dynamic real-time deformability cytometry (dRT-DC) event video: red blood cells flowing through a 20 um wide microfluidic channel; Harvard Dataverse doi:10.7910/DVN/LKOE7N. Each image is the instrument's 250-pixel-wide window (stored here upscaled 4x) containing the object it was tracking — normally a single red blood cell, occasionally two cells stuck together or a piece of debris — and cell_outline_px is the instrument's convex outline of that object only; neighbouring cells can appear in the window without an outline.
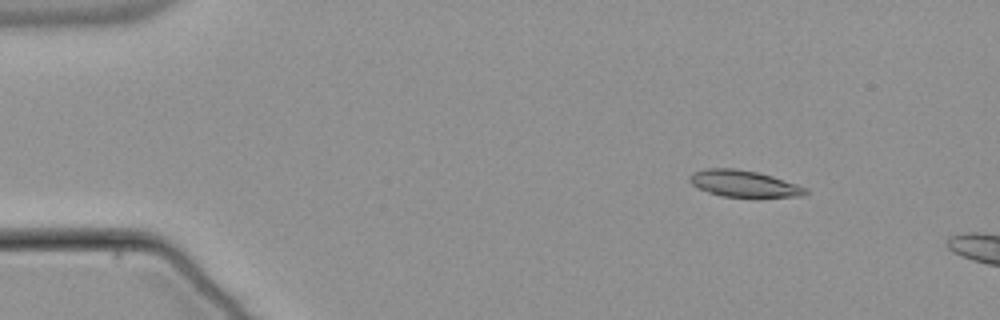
{"species": "common noctule bat (a hibernating species)", "species_latin": "Nyctalus noctula", "temperature_condition": "warm", "stored_images_in_passage": 48, "camera_frame_rate_fps": 3000, "um_per_image_px": 0.085, "animal": {"sex": "male", "body_mass_g": 21.5, "forearm_length_mm": 52.0}, "frame": {"image": 1, "passage_image": 2, "time_ms": 0.333, "image_size_px": [1000, 320], "cell_outline_px": [[808, 192], [804, 196], [720, 196], [708, 192], [692, 184], [688, 180], [688, 176], [692, 172], [708, 168], [732, 168], [760, 172], [808, 188]], "centroid_in_image_um": [63.2, 15.59], "position_along_channel_um": 21.8, "area_um2": 17.74}}
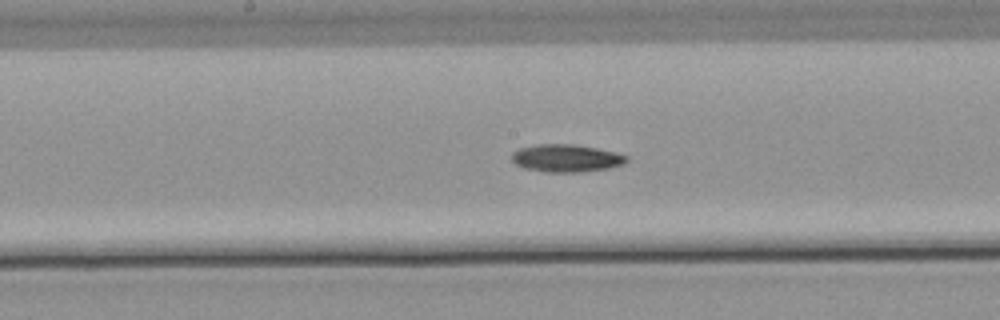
{"frame": {"image": 2, "passage_image": 23, "time_ms": 7.333, "image_size_px": [1000, 320], "cell_outline_px": [[628, 160], [624, 164], [608, 168], [576, 172], [548, 172], [524, 168], [516, 164], [512, 160], [512, 152], [520, 148], [536, 144], [572, 144], [596, 148], [616, 152], [628, 156]], "centroid_in_image_um": [48.13, 13.44], "position_along_channel_um": 200.1, "area_um2": 18.38}}
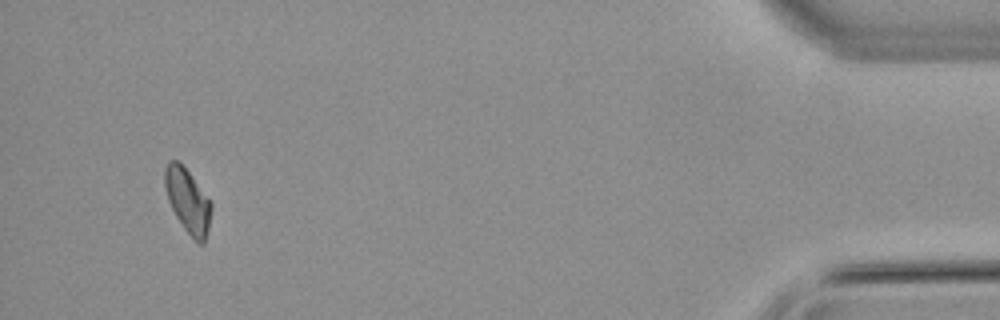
{"frame": {"image": 3, "passage_image": 46, "time_ms": 15.0, "image_size_px": [1000, 320], "cell_outline_px": [[212, 208], [208, 228], [204, 244], [200, 244], [192, 240], [176, 216], [168, 200], [164, 184], [164, 168], [168, 160], [180, 160], [212, 204]], "centroid_in_image_um": [15.94, 17.05], "position_along_channel_um": 419.3, "area_um2": 17.4}}